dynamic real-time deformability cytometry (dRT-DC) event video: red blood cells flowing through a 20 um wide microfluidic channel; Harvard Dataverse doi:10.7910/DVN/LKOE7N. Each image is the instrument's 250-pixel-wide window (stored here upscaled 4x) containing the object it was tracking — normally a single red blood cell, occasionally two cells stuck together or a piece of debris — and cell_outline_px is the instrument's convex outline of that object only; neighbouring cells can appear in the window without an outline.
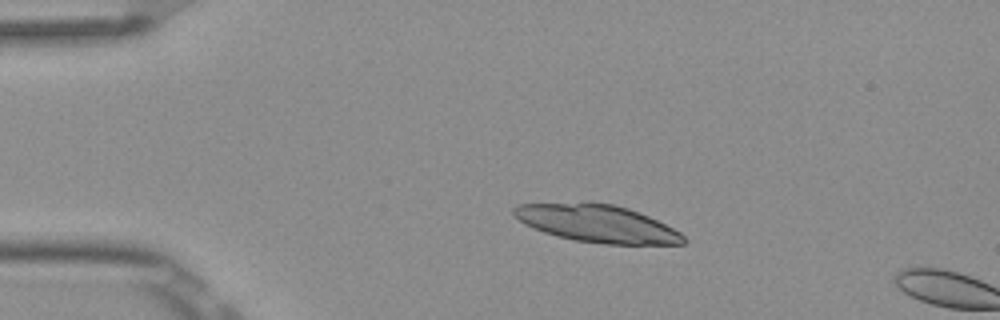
{"species": "Egyptian fruit bat (a non-hibernating species)", "species_latin": "Rousettus aegyptiacus", "temperature_condition": "room temperature", "stored_images_in_passage": 4, "camera_frame_rate_fps": 3000, "um_per_image_px": 0.085, "frame": {"image": 1, "passage_image": 3, "time_ms": 0.667, "image_size_px": [1000, 320], "cell_outline_px": [[688, 240], [684, 244], [604, 244], [576, 240], [556, 236], [544, 232], [524, 224], [512, 212], [512, 208], [516, 204], [588, 200], [616, 204], [628, 208], [648, 216], [680, 232]], "centroid_in_image_um": [50.71, 18.96], "position_along_channel_um": 34.3, "area_um2": 37.69}}